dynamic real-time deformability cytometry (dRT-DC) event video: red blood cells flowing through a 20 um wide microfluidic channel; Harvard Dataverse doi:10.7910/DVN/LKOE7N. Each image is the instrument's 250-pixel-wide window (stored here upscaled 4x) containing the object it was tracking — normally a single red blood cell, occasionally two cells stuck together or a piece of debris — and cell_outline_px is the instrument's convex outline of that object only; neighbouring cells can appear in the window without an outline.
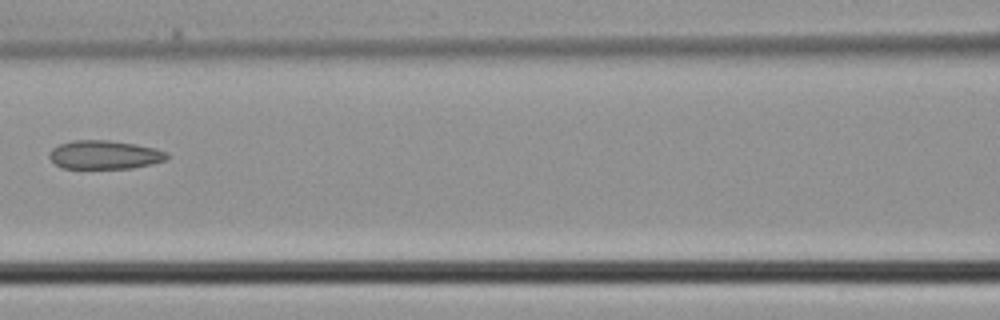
{"species": "common noctule bat (a hibernating species)", "species_latin": "Nyctalus noctula", "temperature_condition": "cold", "stored_images_in_passage": 4, "camera_frame_rate_fps": 3000, "um_per_image_px": 0.085, "animal": {"sex": "male", "body_mass_g": 21.5, "forearm_length_mm": 52.0}, "frame": {"image": 1, "passage_image": 4, "time_ms": 1.0, "image_size_px": [1000, 320], "cell_outline_px": [[168, 160], [152, 164], [132, 168], [60, 168], [48, 156], [52, 148], [60, 144], [72, 140], [108, 140], [136, 144], [156, 148], [168, 152]], "centroid_in_image_um": [8.92, 13.15], "position_along_channel_um": 157.7, "area_um2": 19.77}}